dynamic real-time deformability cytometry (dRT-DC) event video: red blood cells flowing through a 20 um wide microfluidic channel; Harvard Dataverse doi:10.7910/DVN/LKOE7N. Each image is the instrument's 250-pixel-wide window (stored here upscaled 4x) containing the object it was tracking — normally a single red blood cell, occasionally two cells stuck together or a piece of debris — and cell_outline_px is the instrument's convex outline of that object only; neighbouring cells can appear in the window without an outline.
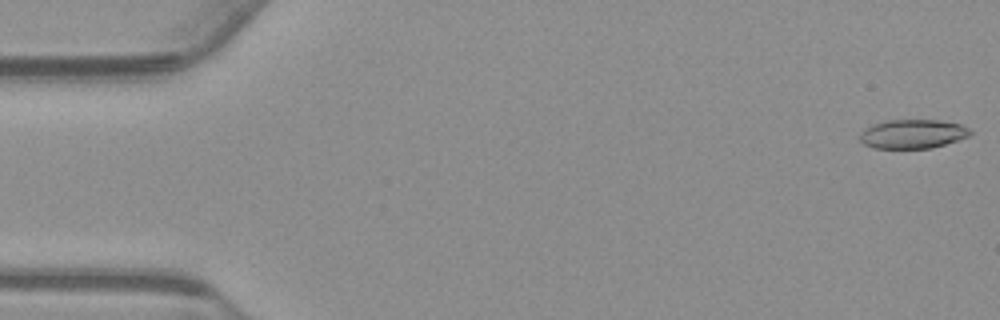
{"species": "common noctule bat (a hibernating species)", "species_latin": "Nyctalus noctula", "temperature_condition": "warm", "stored_images_in_passage": 55, "camera_frame_rate_fps": 3000, "um_per_image_px": 0.085, "animal": {"sex": "male", "body_mass_g": 23.1, "forearm_length_mm": 52.7}, "frame": {"image": 1, "passage_image": 1, "time_ms": 0.0, "image_size_px": [1000, 320], "cell_outline_px": [[972, 132], [968, 136], [932, 148], [872, 148], [864, 144], [860, 140], [860, 132], [864, 128], [872, 124], [888, 120], [940, 120], [960, 124], [968, 128]], "centroid_in_image_um": [77.54, 11.38], "position_along_channel_um": 7.5, "area_um2": 18.61}}
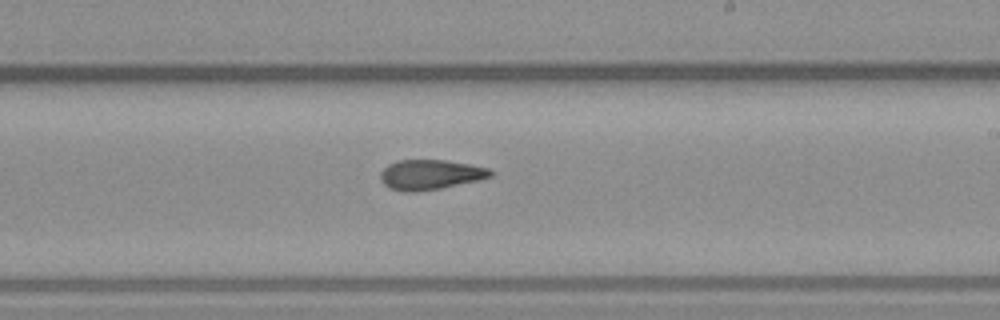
{"frame": {"image": 2, "passage_image": 32, "time_ms": 10.333, "image_size_px": [1000, 320], "cell_outline_px": [[496, 172], [492, 176], [480, 180], [440, 188], [416, 192], [404, 192], [388, 188], [380, 180], [380, 172], [388, 164], [396, 160], [448, 160], [488, 168]], "centroid_in_image_um": [36.57, 14.84], "position_along_channel_um": 252.4, "area_um2": 19.42}}
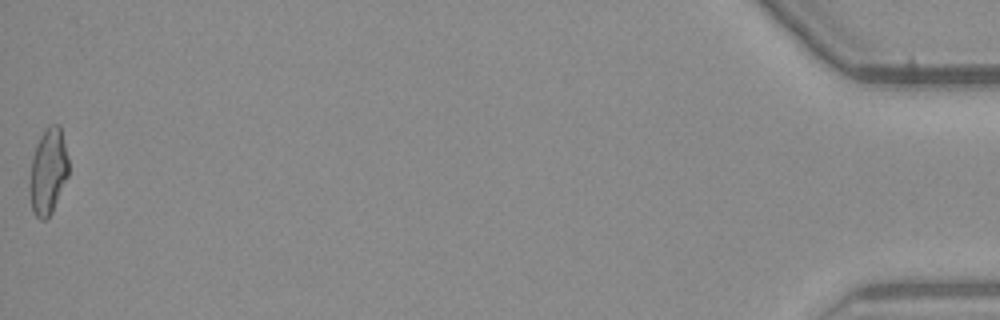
{"frame": {"image": 3, "passage_image": 55, "time_ms": 18.0, "image_size_px": [1000, 320], "cell_outline_px": [[68, 176], [52, 212], [44, 220], [40, 220], [32, 212], [28, 192], [28, 184], [32, 156], [36, 144], [44, 128], [48, 124], [60, 124], [68, 156]], "centroid_in_image_um": [4.06, 14.55], "position_along_channel_um": 431.1, "area_um2": 20.0}, "authors_computed_cell_mechanics": {"area_um2": 19.4786, "velocity_mm_per_s": 3.7504, "shape_relaxation_time_tau1_ms": null, "shape_relaxation_time_tau2_ms": 3.7637, "deformation_change_tau1": null, "deformation_change_tau2": 0.1238}}